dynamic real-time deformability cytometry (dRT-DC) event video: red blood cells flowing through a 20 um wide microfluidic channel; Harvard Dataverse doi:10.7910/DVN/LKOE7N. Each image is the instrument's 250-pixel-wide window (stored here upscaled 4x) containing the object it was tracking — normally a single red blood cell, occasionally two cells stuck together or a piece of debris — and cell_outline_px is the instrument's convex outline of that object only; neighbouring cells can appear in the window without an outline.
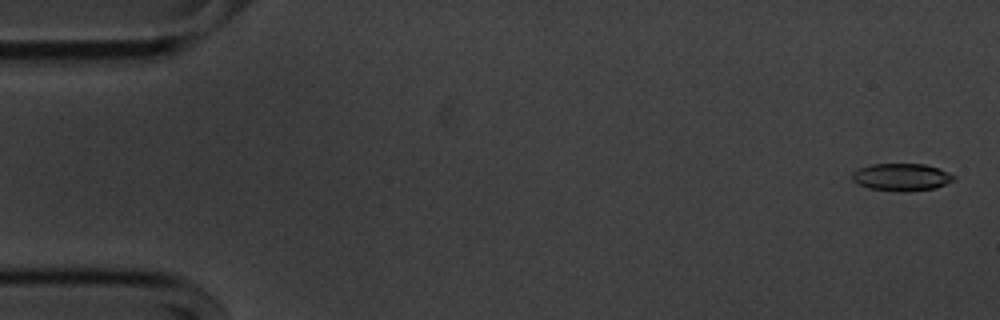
{"species": "common noctule bat (a hibernating species)", "species_latin": "Nyctalus noctula", "temperature_condition": "cold", "stored_images_in_passage": 49, "camera_frame_rate_fps": 3000, "um_per_image_px": 0.085, "animal": {"sex": "male", "body_mass_g": 20.1, "forearm_length_mm": 53.5}, "frame": {"image": 1, "passage_image": 2, "time_ms": 0.333, "image_size_px": [1000, 320], "cell_outline_px": [[956, 180], [936, 188], [908, 192], [904, 192], [868, 188], [856, 184], [852, 180], [852, 172], [860, 168], [872, 164], [924, 164], [948, 172], [956, 176]], "centroid_in_image_um": [76.63, 15.07], "position_along_channel_um": 8.4, "area_um2": 16.36}}
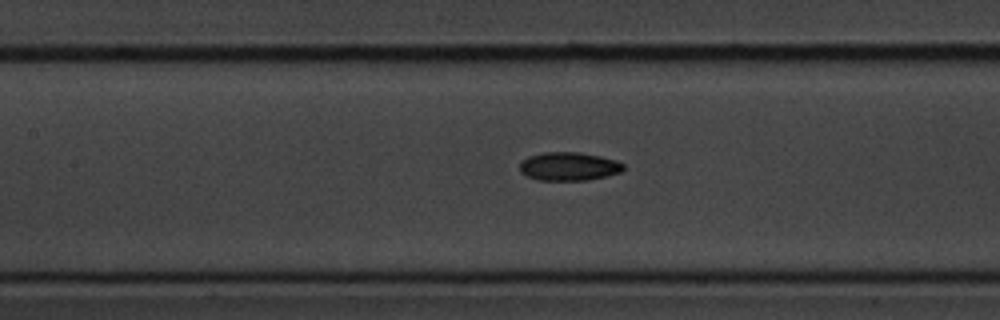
{"frame": {"image": 2, "passage_image": 25, "time_ms": 8.0, "image_size_px": [1000, 320], "cell_outline_px": [[624, 168], [620, 172], [588, 180], [536, 180], [520, 172], [520, 160], [528, 156], [544, 152], [580, 152], [600, 156], [616, 160], [624, 164]], "centroid_in_image_um": [48.32, 14.13], "position_along_channel_um": 159.1, "area_um2": 17.22}}
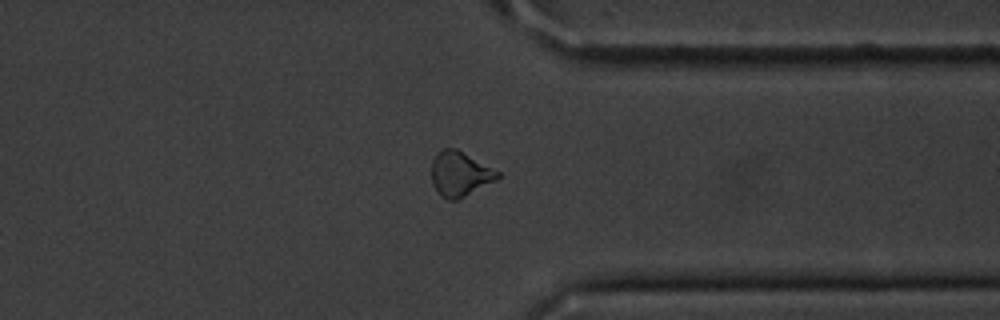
{"frame": {"image": 3, "passage_image": 43, "time_ms": 14.0, "image_size_px": [1000, 320], "cell_outline_px": [[500, 176], [496, 180], [456, 200], [448, 200], [440, 196], [432, 184], [432, 160], [436, 152], [444, 148], [456, 148], [500, 172]], "centroid_in_image_um": [39.06, 14.77], "position_along_channel_um": 372.3, "area_um2": 17.17}}